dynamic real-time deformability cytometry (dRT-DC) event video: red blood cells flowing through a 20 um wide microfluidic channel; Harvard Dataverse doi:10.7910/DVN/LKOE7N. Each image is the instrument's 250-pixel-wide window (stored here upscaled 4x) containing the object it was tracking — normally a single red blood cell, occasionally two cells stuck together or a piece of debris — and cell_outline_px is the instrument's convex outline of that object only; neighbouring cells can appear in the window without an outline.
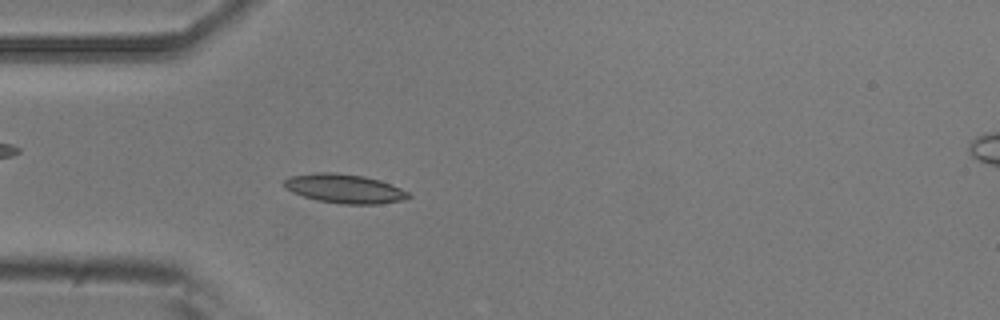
{"species": "common noctule bat (a hibernating species)", "species_latin": "Nyctalus noctula", "temperature_condition": "room temperature", "stored_images_in_passage": 5, "camera_frame_rate_fps": 3000, "um_per_image_px": 0.085, "animal": {"sex": "male", "body_mass_g": 20.5, "forearm_length_mm": 52.5}, "frame": {"image": 1, "passage_image": 5, "time_ms": 1.333, "image_size_px": [1000, 320], "cell_outline_px": [[412, 196], [400, 200], [380, 204], [344, 204], [316, 200], [292, 192], [284, 188], [284, 180], [288, 176], [312, 172], [336, 172], [364, 176], [380, 180], [400, 188], [408, 192]], "centroid_in_image_um": [29.24, 16.02], "position_along_channel_um": 55.8, "area_um2": 21.15}}